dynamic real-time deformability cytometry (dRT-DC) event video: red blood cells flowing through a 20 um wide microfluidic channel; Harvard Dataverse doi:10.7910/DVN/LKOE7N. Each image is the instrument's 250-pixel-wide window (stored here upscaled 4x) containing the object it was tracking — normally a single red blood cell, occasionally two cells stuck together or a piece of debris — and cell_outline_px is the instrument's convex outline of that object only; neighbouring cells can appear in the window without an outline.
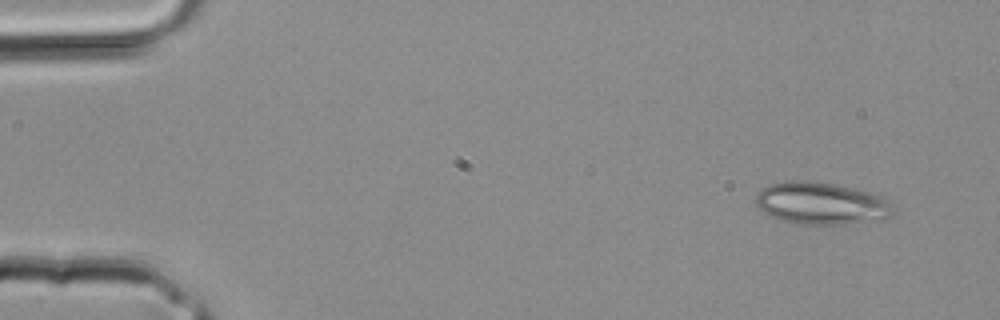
{"species": "common noctule bat (a hibernating species)", "species_latin": "Nyctalus noctula", "temperature_condition": "room temperature", "stored_images_in_passage": 4, "camera_frame_rate_fps": 3000, "um_per_image_px": 0.085, "animal": {"sex": "male", "body_mass_g": 20.4}, "frame": {"image": 1, "passage_image": 1, "time_ms": 0.0, "image_size_px": [1000, 320], "cell_outline_px": [[896, 212], [892, 216], [884, 220], [848, 224], [796, 224], [780, 220], [764, 212], [756, 204], [756, 196], [760, 188], [768, 184], [784, 180], [808, 180], [836, 184], [872, 192], [884, 196], [892, 204]], "centroid_in_image_um": [69.86, 17.28], "position_along_channel_um": 15.1, "area_um2": 34.68}}